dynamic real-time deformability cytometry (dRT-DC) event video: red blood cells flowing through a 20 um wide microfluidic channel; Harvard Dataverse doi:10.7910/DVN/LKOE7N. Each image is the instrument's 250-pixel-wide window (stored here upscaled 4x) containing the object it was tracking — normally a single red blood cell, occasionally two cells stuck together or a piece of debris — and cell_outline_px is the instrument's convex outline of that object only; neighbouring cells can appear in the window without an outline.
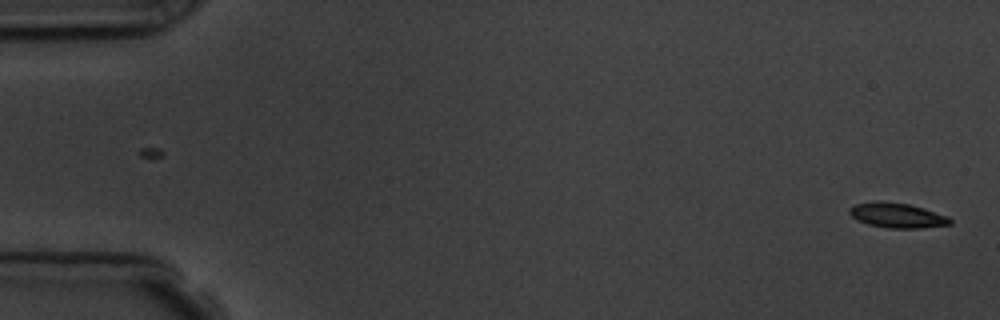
{"species": "common noctule bat (a hibernating species)", "species_latin": "Nyctalus noctula", "temperature_condition": "room temperature", "stored_images_in_passage": 2, "camera_frame_rate_fps": 3000, "um_per_image_px": 0.085, "animal": {"sex": "male", "body_mass_g": 19.5, "forearm_length_mm": 54.6}, "frame": {"image": 1, "passage_image": 2, "time_ms": 1.0, "image_size_px": [1000, 320], "cell_outline_px": [[952, 224], [924, 228], [888, 228], [868, 224], [856, 220], [848, 212], [848, 208], [856, 204], [880, 200], [908, 204], [924, 208], [948, 216], [952, 220]], "centroid_in_image_um": [76.26, 18.3], "position_along_channel_um": 8.7, "area_um2": 14.74}}